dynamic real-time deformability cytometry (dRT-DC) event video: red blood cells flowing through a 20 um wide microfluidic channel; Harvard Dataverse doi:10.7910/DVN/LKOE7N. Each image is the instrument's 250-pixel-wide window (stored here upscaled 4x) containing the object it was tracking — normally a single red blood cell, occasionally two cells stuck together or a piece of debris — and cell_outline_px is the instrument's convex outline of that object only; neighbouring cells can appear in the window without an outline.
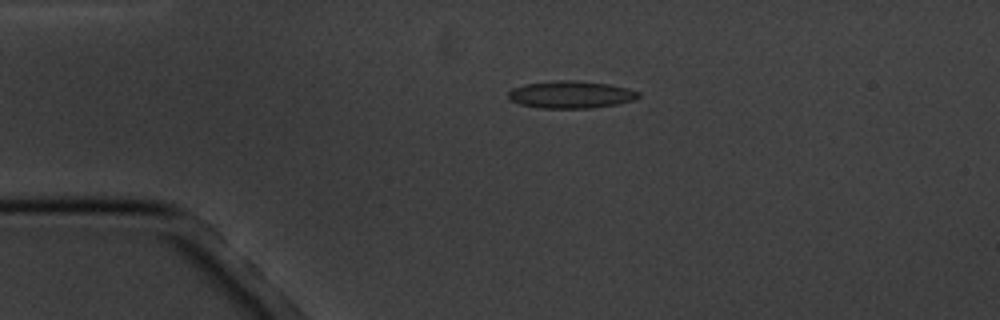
{"species": "common noctule bat (a hibernating species)", "species_latin": "Nyctalus noctula", "temperature_condition": "cold", "stored_images_in_passage": 2, "camera_frame_rate_fps": 3000, "um_per_image_px": 0.085, "animal": {"sex": "male", "body_mass_g": 20.1, "forearm_length_mm": 53.5}, "frame": {"image": 1, "passage_image": 1, "time_ms": 0.0, "image_size_px": [1000, 320], "cell_outline_px": [[640, 96], [632, 100], [616, 104], [588, 108], [540, 108], [520, 104], [508, 100], [508, 92], [512, 88], [524, 84], [552, 80], [580, 80], [608, 84], [628, 88], [640, 92]], "centroid_in_image_um": [48.48, 8.02], "position_along_channel_um": 36.5, "area_um2": 20.87}}